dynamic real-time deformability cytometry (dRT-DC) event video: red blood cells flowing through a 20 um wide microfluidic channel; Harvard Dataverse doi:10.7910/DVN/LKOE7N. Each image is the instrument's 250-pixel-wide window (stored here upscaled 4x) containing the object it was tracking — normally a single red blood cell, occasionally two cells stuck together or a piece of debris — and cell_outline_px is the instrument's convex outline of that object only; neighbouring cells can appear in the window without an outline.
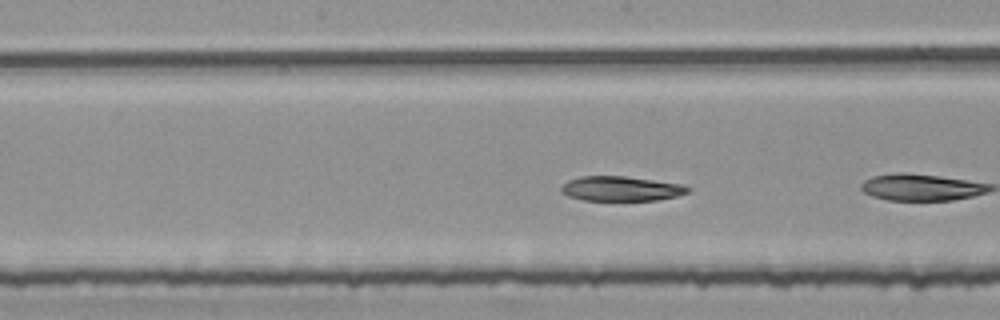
{"species": "common noctule bat (a hibernating species)", "species_latin": "Nyctalus noctula", "temperature_condition": "room temperature", "stored_images_in_passage": 12, "camera_frame_rate_fps": 3000, "um_per_image_px": 0.085, "animal": {"sex": "female", "body_mass_g": 25.1}, "frame": {"image": 1, "passage_image": 10, "time_ms": 3.0, "image_size_px": [1000, 320], "cell_outline_px": [[692, 188], [688, 192], [676, 196], [656, 200], [584, 200], [568, 196], [560, 192], [560, 188], [568, 180], [580, 176], [624, 176], [680, 184]], "centroid_in_image_um": [52.75, 16.03], "position_along_channel_um": 195.5, "area_um2": 18.09}}